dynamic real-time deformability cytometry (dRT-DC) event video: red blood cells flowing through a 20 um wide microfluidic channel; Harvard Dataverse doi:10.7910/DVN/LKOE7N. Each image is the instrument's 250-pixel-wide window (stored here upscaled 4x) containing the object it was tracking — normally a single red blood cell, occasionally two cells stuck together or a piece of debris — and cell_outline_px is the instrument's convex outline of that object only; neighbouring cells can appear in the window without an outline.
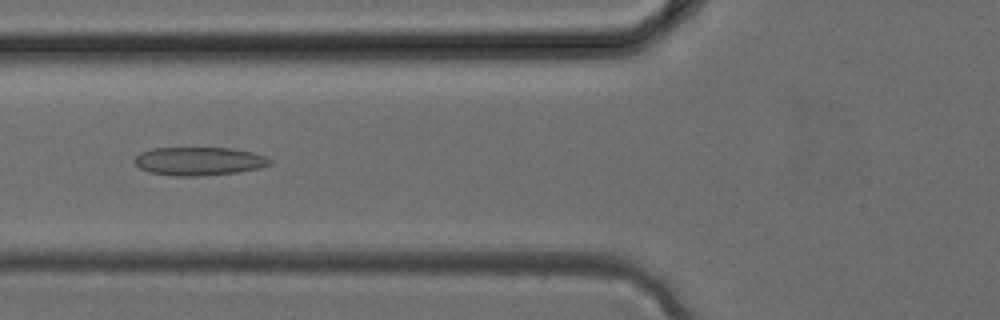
{"species": "common noctule bat (a hibernating species)", "species_latin": "Nyctalus noctula", "temperature_condition": "cold", "stored_images_in_passage": 5, "camera_frame_rate_fps": 3000, "um_per_image_px": 0.085, "animal": {"sex": "female", "body_mass_g": 24.6, "forearm_length_mm": 56.2}, "frame": {"image": 1, "passage_image": 5, "time_ms": 1.333, "image_size_px": [1000, 320], "cell_outline_px": [[272, 164], [260, 168], [236, 172], [196, 176], [176, 176], [148, 172], [140, 168], [132, 160], [140, 152], [152, 148], [232, 148], [252, 152], [268, 156], [272, 160]], "centroid_in_image_um": [16.93, 13.69], "position_along_channel_um": 108.9, "area_um2": 22.48}}